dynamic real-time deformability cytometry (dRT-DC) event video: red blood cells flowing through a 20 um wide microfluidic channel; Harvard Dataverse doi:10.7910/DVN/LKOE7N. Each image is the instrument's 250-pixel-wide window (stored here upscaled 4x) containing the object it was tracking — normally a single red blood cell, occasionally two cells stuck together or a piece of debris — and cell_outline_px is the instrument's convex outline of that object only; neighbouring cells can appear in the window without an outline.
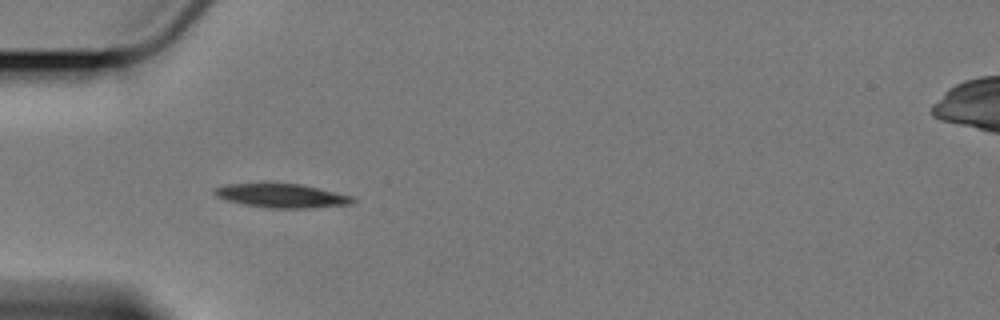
{"species": "Egyptian fruit bat (a non-hibernating species)", "species_latin": "Rousettus aegyptiacus", "temperature_condition": "cold", "stored_images_in_passage": 3, "camera_frame_rate_fps": 3000, "um_per_image_px": 0.085, "animal": {"sex": "female"}, "frame": {"image": 1, "passage_image": 1, "time_ms": 0.0, "image_size_px": [1000, 320], "cell_outline_px": [[356, 200], [348, 204], [312, 208], [268, 208], [244, 204], [228, 200], [216, 196], [212, 192], [216, 188], [228, 184], [304, 184], [352, 196]], "centroid_in_image_um": [23.98, 16.64], "position_along_channel_um": 61.0, "area_um2": 18.96}}
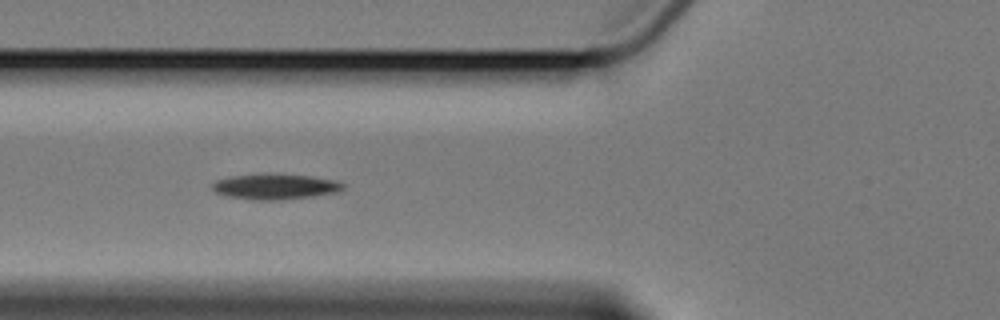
{"frame": {"image": 2, "passage_image": 2, "time_ms": 1.333, "image_size_px": [1000, 320], "cell_outline_px": [[344, 188], [336, 192], [312, 196], [284, 200], [252, 200], [228, 196], [216, 192], [212, 188], [212, 184], [216, 180], [228, 176], [308, 176], [336, 180], [344, 184]], "centroid_in_image_um": [23.39, 15.9], "position_along_channel_um": 102.4, "area_um2": 18.61}}
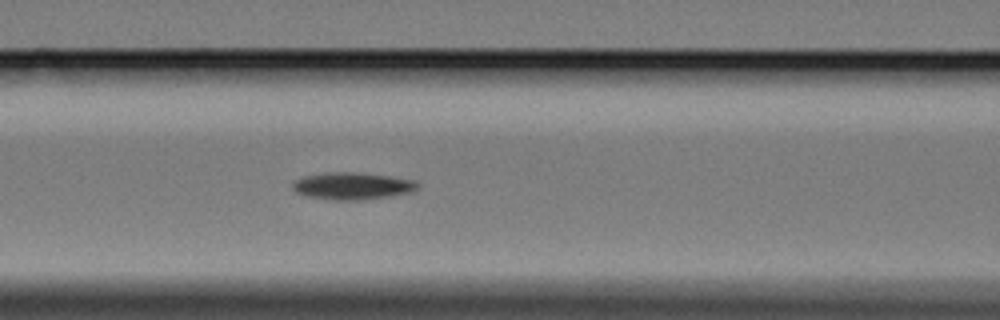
{"frame": {"image": 3, "passage_image": 3, "time_ms": 2.333, "image_size_px": [1000, 320], "cell_outline_px": [[420, 184], [412, 192], [392, 196], [364, 200], [336, 200], [308, 196], [296, 192], [292, 188], [292, 184], [296, 180], [304, 176], [328, 172], [356, 172], [392, 176], [416, 180]], "centroid_in_image_um": [30.0, 15.8], "position_along_channel_um": 136.6, "area_um2": 19.88}}